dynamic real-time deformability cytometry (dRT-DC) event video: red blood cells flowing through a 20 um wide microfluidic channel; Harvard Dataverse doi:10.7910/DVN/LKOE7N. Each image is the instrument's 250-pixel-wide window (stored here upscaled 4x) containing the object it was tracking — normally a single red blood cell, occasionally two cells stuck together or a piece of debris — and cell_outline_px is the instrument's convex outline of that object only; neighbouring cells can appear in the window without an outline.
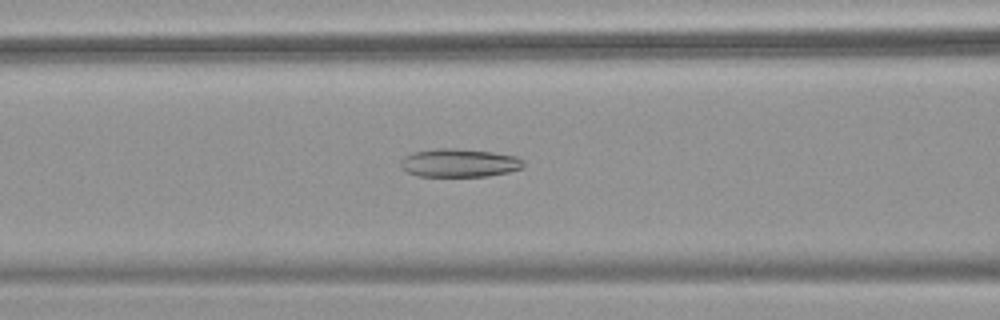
{"species": "common noctule bat (a hibernating species)", "species_latin": "Nyctalus noctula", "temperature_condition": "warm", "stored_images_in_passage": 54, "camera_frame_rate_fps": 3000, "um_per_image_px": 0.085, "animal": {"sex": "female", "body_mass_g": 18.4}, "frame": {"image": 1, "passage_image": 23, "time_ms": 7.333, "image_size_px": [1000, 320], "cell_outline_px": [[524, 164], [520, 168], [508, 172], [488, 176], [416, 176], [400, 168], [400, 160], [404, 156], [412, 152], [436, 148], [452, 148], [492, 152], [516, 156], [524, 160]], "centroid_in_image_um": [38.99, 13.84], "position_along_channel_um": 127.6, "area_um2": 20.35}}
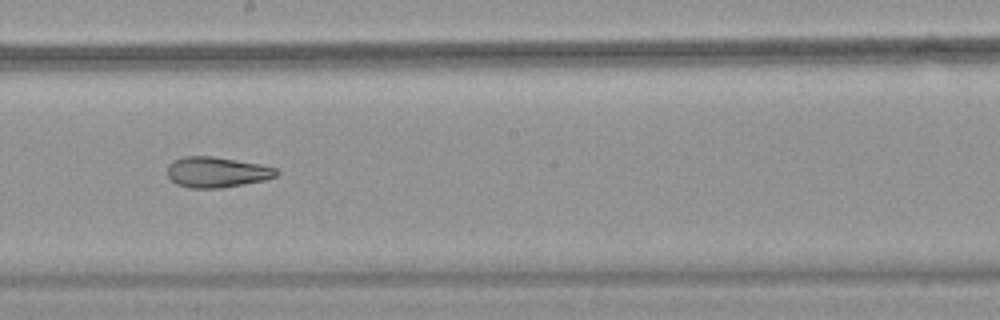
{"frame": {"image": 2, "passage_image": 31, "time_ms": 10.0, "image_size_px": [1000, 320], "cell_outline_px": [[280, 172], [276, 176], [264, 180], [220, 188], [188, 188], [176, 184], [168, 176], [168, 164], [172, 160], [184, 156], [212, 156], [260, 164], [276, 168]], "centroid_in_image_um": [18.4, 14.63], "position_along_channel_um": 229.8, "area_um2": 19.42}}
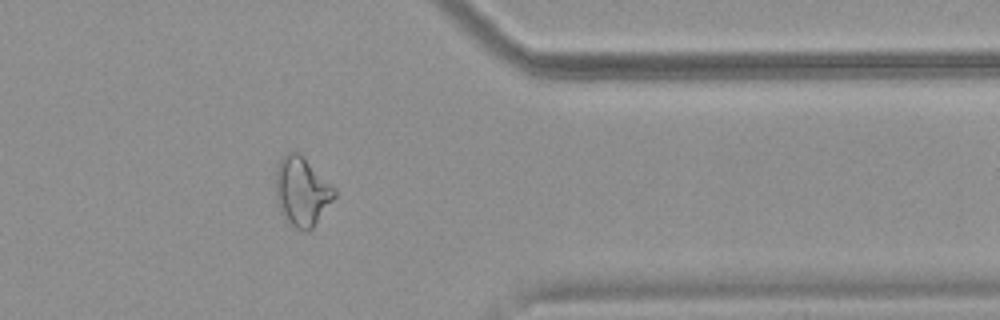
{"frame": {"image": 3, "passage_image": 44, "time_ms": 14.333, "image_size_px": [1000, 320], "cell_outline_px": [[336, 196], [312, 228], [308, 232], [304, 232], [296, 228], [280, 212], [276, 204], [276, 172], [280, 160], [284, 152], [300, 152], [336, 188]], "centroid_in_image_um": [25.67, 16.25], "position_along_channel_um": 385.7, "area_um2": 23.76}, "authors_computed_cell_mechanics": {"area_um2": 24.8829, "velocity_mm_per_s": 3.8505, "shape_relaxation_time_tau1_ms": null, "shape_relaxation_time_tau2_ms": 3.9424, "deformation_change_tau1": null, "deformation_change_tau2": 0.1288}}